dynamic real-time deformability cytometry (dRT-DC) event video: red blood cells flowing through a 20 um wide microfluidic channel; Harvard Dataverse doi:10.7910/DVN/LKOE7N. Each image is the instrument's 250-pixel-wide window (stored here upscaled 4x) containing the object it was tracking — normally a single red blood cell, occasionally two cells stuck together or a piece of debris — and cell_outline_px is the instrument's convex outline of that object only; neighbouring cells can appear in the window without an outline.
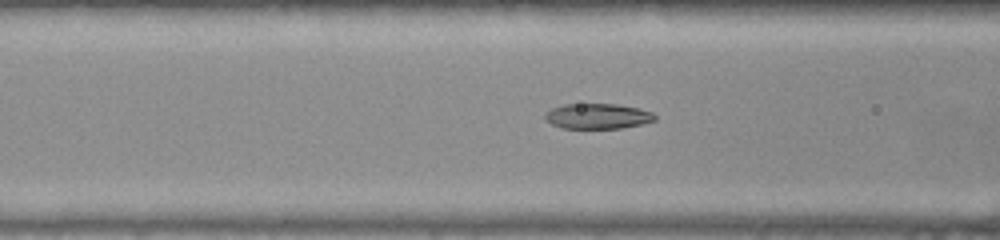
{"species": "common noctule bat (a hibernating species)", "species_latin": "Nyctalus noctula", "temperature_condition": "warm", "stored_images_in_passage": 43, "camera_frame_rate_fps": 3000, "um_per_image_px": 0.085, "animal": {"sex": "female", "body_mass_g": 22.0, "forearm_length_mm": 56.7}, "frame": {"image": 1, "passage_image": 14, "time_ms": 4.333, "image_size_px": [1000, 240], "cell_outline_px": [[656, 120], [640, 124], [620, 128], [560, 128], [544, 120], [544, 116], [552, 108], [564, 104], [616, 104], [636, 108], [652, 112], [656, 116]], "centroid_in_image_um": [50.77, 9.88], "position_along_channel_um": 115.8, "area_um2": 16.07}}
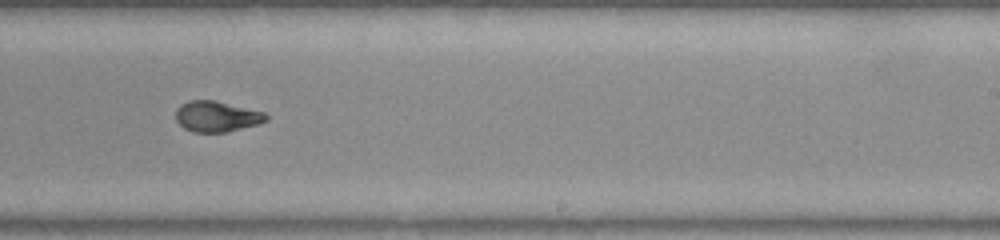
{"frame": {"image": 2, "passage_image": 26, "time_ms": 8.333, "image_size_px": [1000, 240], "cell_outline_px": [[268, 120], [260, 124], [228, 132], [192, 132], [184, 128], [176, 120], [176, 108], [180, 104], [188, 100], [216, 100], [264, 112], [268, 116]], "centroid_in_image_um": [18.43, 9.9], "position_along_channel_um": 270.6, "area_um2": 16.42}}
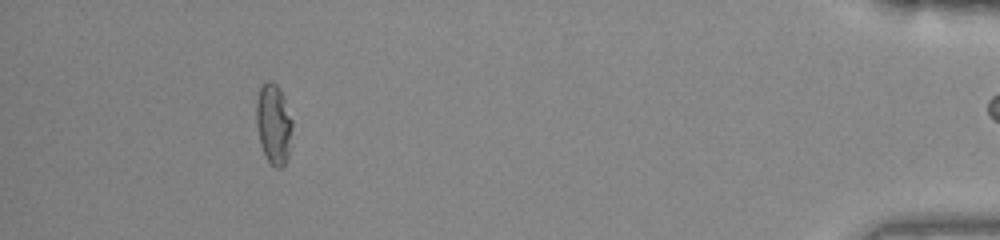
{"frame": {"image": 3, "passage_image": 42, "time_ms": 13.667, "image_size_px": [1000, 240], "cell_outline_px": [[292, 128], [288, 156], [284, 164], [280, 168], [276, 168], [268, 160], [260, 144], [256, 124], [256, 100], [260, 88], [268, 80], [276, 84], [280, 88], [284, 96], [292, 120]], "centroid_in_image_um": [23.25, 10.51], "position_along_channel_um": 411.9, "area_um2": 16.82}, "authors_computed_cell_mechanics": {"area_um2": 16.4152, "velocity_mm_per_s": 3.8838, "shape_relaxation_time_tau1_ms": 5.0053, "shape_relaxation_time_tau2_ms": 2.0571, "deformation_change_tau1": 0.1932, "deformation_change_tau2": 0.0725}}